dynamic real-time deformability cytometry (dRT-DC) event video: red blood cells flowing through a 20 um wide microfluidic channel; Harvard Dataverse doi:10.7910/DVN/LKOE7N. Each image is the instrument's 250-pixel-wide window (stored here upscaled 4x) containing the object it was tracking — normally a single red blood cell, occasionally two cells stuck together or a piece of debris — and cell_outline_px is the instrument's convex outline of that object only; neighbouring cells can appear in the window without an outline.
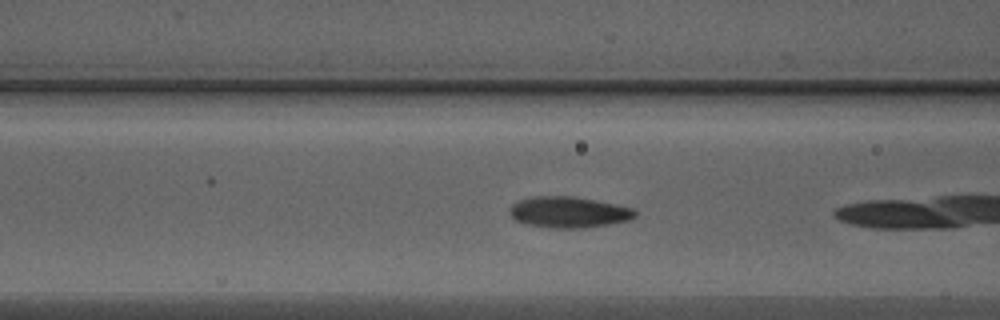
{"species": "Egyptian fruit bat (a non-hibernating species)", "species_latin": "Rousettus aegyptiacus", "temperature_condition": "warm", "stored_images_in_passage": 8, "camera_frame_rate_fps": 3000, "um_per_image_px": 0.085, "animal": {"sex": "male"}, "frame": {"image": 1, "passage_image": 4, "time_ms": 1.0, "image_size_px": [1000, 320], "cell_outline_px": [[636, 216], [628, 220], [608, 224], [584, 228], [552, 228], [528, 224], [516, 220], [508, 212], [508, 208], [516, 200], [528, 196], [572, 196], [596, 200], [632, 208], [636, 212]], "centroid_in_image_um": [48.28, 18.02], "position_along_channel_um": 118.3, "area_um2": 22.77}}
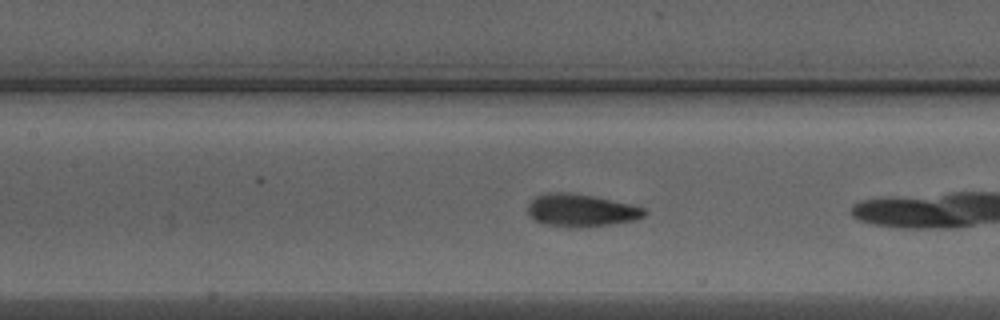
{"frame": {"image": 2, "passage_image": 7, "time_ms": 2.0, "image_size_px": [1000, 320], "cell_outline_px": [[648, 212], [644, 216], [636, 220], [612, 224], [580, 228], [564, 228], [540, 224], [532, 220], [528, 216], [528, 200], [536, 196], [548, 192], [568, 192], [592, 196], [632, 204], [644, 208]], "centroid_in_image_um": [49.33, 17.9], "position_along_channel_um": 158.1, "area_um2": 22.83}}